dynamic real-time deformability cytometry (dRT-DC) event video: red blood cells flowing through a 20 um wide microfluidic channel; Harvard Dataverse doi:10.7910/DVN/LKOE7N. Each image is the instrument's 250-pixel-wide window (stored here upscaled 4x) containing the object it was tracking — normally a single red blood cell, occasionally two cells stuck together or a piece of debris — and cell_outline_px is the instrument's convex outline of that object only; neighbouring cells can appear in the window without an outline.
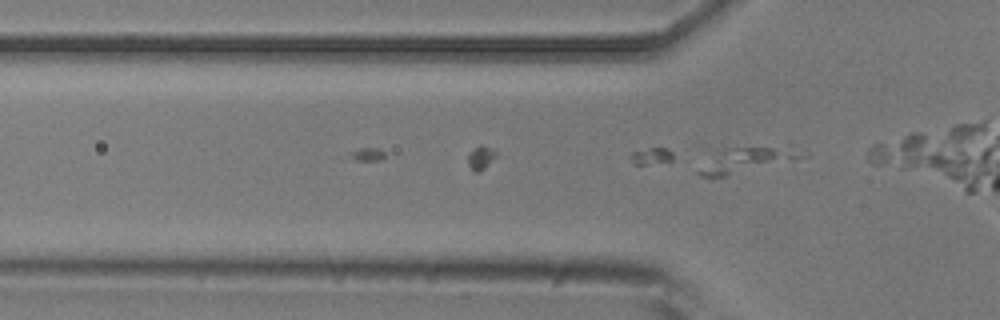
{"species": "common noctule bat (a hibernating species)", "species_latin": "Nyctalus noctula", "temperature_condition": "room temperature", "stored_images_in_passage": 9, "camera_frame_rate_fps": 3000, "um_per_image_px": 0.085, "animal": {"sex": "male", "body_mass_g": 20.5, "forearm_length_mm": 52.5}, "frame": {"image": 1, "passage_image": 2, "time_ms": 0.333, "image_size_px": [1000, 320], "cell_outline_px": [[808, 156], [792, 160], [724, 176], [700, 176], [696, 172], [700, 148], [772, 148]], "centroid_in_image_um": [62.84, 13.6], "position_along_channel_um": 63.0, "area_um2": 15.2}}